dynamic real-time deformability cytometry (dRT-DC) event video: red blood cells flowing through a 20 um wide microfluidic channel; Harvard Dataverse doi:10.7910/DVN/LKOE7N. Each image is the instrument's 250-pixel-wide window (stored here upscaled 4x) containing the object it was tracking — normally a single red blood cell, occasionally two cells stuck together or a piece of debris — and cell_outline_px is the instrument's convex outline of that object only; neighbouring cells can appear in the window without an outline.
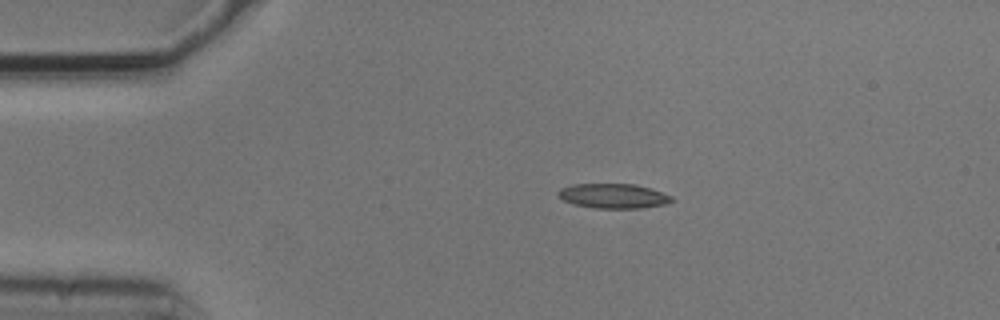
{"species": "common noctule bat (a hibernating species)", "species_latin": "Nyctalus noctula", "temperature_condition": "cold", "stored_images_in_passage": 2, "camera_frame_rate_fps": 3000, "um_per_image_px": 0.085, "animal": {"sex": "male", "body_mass_g": 20.5, "forearm_length_mm": 52.5}, "frame": {"image": 1, "passage_image": 1, "time_ms": 0.0, "image_size_px": [1000, 320], "cell_outline_px": [[676, 200], [664, 204], [640, 208], [592, 208], [572, 204], [564, 200], [556, 192], [560, 188], [572, 184], [632, 184], [648, 188], [672, 196]], "centroid_in_image_um": [52.1, 16.66], "position_along_channel_um": 32.9, "area_um2": 16.24}}